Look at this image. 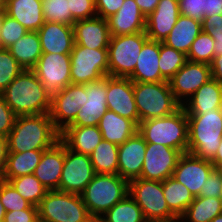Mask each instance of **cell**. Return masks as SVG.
<instances>
[{
	"label": "cell",
	"instance_id": "obj_42",
	"mask_svg": "<svg viewBox=\"0 0 222 222\" xmlns=\"http://www.w3.org/2000/svg\"><path fill=\"white\" fill-rule=\"evenodd\" d=\"M8 49L0 48V93L23 71Z\"/></svg>",
	"mask_w": 222,
	"mask_h": 222
},
{
	"label": "cell",
	"instance_id": "obj_36",
	"mask_svg": "<svg viewBox=\"0 0 222 222\" xmlns=\"http://www.w3.org/2000/svg\"><path fill=\"white\" fill-rule=\"evenodd\" d=\"M105 222H145L141 208L128 194L123 200L116 203L104 215Z\"/></svg>",
	"mask_w": 222,
	"mask_h": 222
},
{
	"label": "cell",
	"instance_id": "obj_63",
	"mask_svg": "<svg viewBox=\"0 0 222 222\" xmlns=\"http://www.w3.org/2000/svg\"><path fill=\"white\" fill-rule=\"evenodd\" d=\"M176 222H184V221L179 218Z\"/></svg>",
	"mask_w": 222,
	"mask_h": 222
},
{
	"label": "cell",
	"instance_id": "obj_38",
	"mask_svg": "<svg viewBox=\"0 0 222 222\" xmlns=\"http://www.w3.org/2000/svg\"><path fill=\"white\" fill-rule=\"evenodd\" d=\"M159 69L161 76L169 81L188 61L187 55L160 42Z\"/></svg>",
	"mask_w": 222,
	"mask_h": 222
},
{
	"label": "cell",
	"instance_id": "obj_18",
	"mask_svg": "<svg viewBox=\"0 0 222 222\" xmlns=\"http://www.w3.org/2000/svg\"><path fill=\"white\" fill-rule=\"evenodd\" d=\"M147 142L137 131L118 146V175L130 182L140 178Z\"/></svg>",
	"mask_w": 222,
	"mask_h": 222
},
{
	"label": "cell",
	"instance_id": "obj_34",
	"mask_svg": "<svg viewBox=\"0 0 222 222\" xmlns=\"http://www.w3.org/2000/svg\"><path fill=\"white\" fill-rule=\"evenodd\" d=\"M163 194L169 209L178 218L186 212L195 198L189 189L174 177H169L163 181Z\"/></svg>",
	"mask_w": 222,
	"mask_h": 222
},
{
	"label": "cell",
	"instance_id": "obj_11",
	"mask_svg": "<svg viewBox=\"0 0 222 222\" xmlns=\"http://www.w3.org/2000/svg\"><path fill=\"white\" fill-rule=\"evenodd\" d=\"M85 84H70L52 94L50 117L54 127L62 132L76 118L85 103Z\"/></svg>",
	"mask_w": 222,
	"mask_h": 222
},
{
	"label": "cell",
	"instance_id": "obj_26",
	"mask_svg": "<svg viewBox=\"0 0 222 222\" xmlns=\"http://www.w3.org/2000/svg\"><path fill=\"white\" fill-rule=\"evenodd\" d=\"M60 140L73 152L90 155L103 140L98 126H67Z\"/></svg>",
	"mask_w": 222,
	"mask_h": 222
},
{
	"label": "cell",
	"instance_id": "obj_14",
	"mask_svg": "<svg viewBox=\"0 0 222 222\" xmlns=\"http://www.w3.org/2000/svg\"><path fill=\"white\" fill-rule=\"evenodd\" d=\"M210 79H212V74L209 64L187 61L169 80V84L174 98L182 106Z\"/></svg>",
	"mask_w": 222,
	"mask_h": 222
},
{
	"label": "cell",
	"instance_id": "obj_39",
	"mask_svg": "<svg viewBox=\"0 0 222 222\" xmlns=\"http://www.w3.org/2000/svg\"><path fill=\"white\" fill-rule=\"evenodd\" d=\"M214 58V40L207 32H201L193 41L187 60L210 64Z\"/></svg>",
	"mask_w": 222,
	"mask_h": 222
},
{
	"label": "cell",
	"instance_id": "obj_37",
	"mask_svg": "<svg viewBox=\"0 0 222 222\" xmlns=\"http://www.w3.org/2000/svg\"><path fill=\"white\" fill-rule=\"evenodd\" d=\"M2 180L8 181L24 199L34 206H38L49 191L34 174Z\"/></svg>",
	"mask_w": 222,
	"mask_h": 222
},
{
	"label": "cell",
	"instance_id": "obj_28",
	"mask_svg": "<svg viewBox=\"0 0 222 222\" xmlns=\"http://www.w3.org/2000/svg\"><path fill=\"white\" fill-rule=\"evenodd\" d=\"M99 130L103 140L121 145L138 131V126L127 118L107 110L100 118Z\"/></svg>",
	"mask_w": 222,
	"mask_h": 222
},
{
	"label": "cell",
	"instance_id": "obj_55",
	"mask_svg": "<svg viewBox=\"0 0 222 222\" xmlns=\"http://www.w3.org/2000/svg\"><path fill=\"white\" fill-rule=\"evenodd\" d=\"M8 155L7 138L0 135V178L5 170Z\"/></svg>",
	"mask_w": 222,
	"mask_h": 222
},
{
	"label": "cell",
	"instance_id": "obj_27",
	"mask_svg": "<svg viewBox=\"0 0 222 222\" xmlns=\"http://www.w3.org/2000/svg\"><path fill=\"white\" fill-rule=\"evenodd\" d=\"M222 140V129L188 126L187 152L211 160L217 153Z\"/></svg>",
	"mask_w": 222,
	"mask_h": 222
},
{
	"label": "cell",
	"instance_id": "obj_41",
	"mask_svg": "<svg viewBox=\"0 0 222 222\" xmlns=\"http://www.w3.org/2000/svg\"><path fill=\"white\" fill-rule=\"evenodd\" d=\"M28 30L22 26L17 20L3 13L0 23V46L8 49L18 39L23 37Z\"/></svg>",
	"mask_w": 222,
	"mask_h": 222
},
{
	"label": "cell",
	"instance_id": "obj_1",
	"mask_svg": "<svg viewBox=\"0 0 222 222\" xmlns=\"http://www.w3.org/2000/svg\"><path fill=\"white\" fill-rule=\"evenodd\" d=\"M16 116L49 113L52 94L32 70H23L2 92Z\"/></svg>",
	"mask_w": 222,
	"mask_h": 222
},
{
	"label": "cell",
	"instance_id": "obj_19",
	"mask_svg": "<svg viewBox=\"0 0 222 222\" xmlns=\"http://www.w3.org/2000/svg\"><path fill=\"white\" fill-rule=\"evenodd\" d=\"M180 15L178 0H160L154 11L146 17L145 32L148 39L163 42Z\"/></svg>",
	"mask_w": 222,
	"mask_h": 222
},
{
	"label": "cell",
	"instance_id": "obj_62",
	"mask_svg": "<svg viewBox=\"0 0 222 222\" xmlns=\"http://www.w3.org/2000/svg\"><path fill=\"white\" fill-rule=\"evenodd\" d=\"M145 222H162V221H145ZM174 222H176V221H174Z\"/></svg>",
	"mask_w": 222,
	"mask_h": 222
},
{
	"label": "cell",
	"instance_id": "obj_29",
	"mask_svg": "<svg viewBox=\"0 0 222 222\" xmlns=\"http://www.w3.org/2000/svg\"><path fill=\"white\" fill-rule=\"evenodd\" d=\"M201 32L200 20L180 15L163 43L187 55L193 41Z\"/></svg>",
	"mask_w": 222,
	"mask_h": 222
},
{
	"label": "cell",
	"instance_id": "obj_2",
	"mask_svg": "<svg viewBox=\"0 0 222 222\" xmlns=\"http://www.w3.org/2000/svg\"><path fill=\"white\" fill-rule=\"evenodd\" d=\"M8 152L47 150L60 140L49 113L17 116L7 135Z\"/></svg>",
	"mask_w": 222,
	"mask_h": 222
},
{
	"label": "cell",
	"instance_id": "obj_50",
	"mask_svg": "<svg viewBox=\"0 0 222 222\" xmlns=\"http://www.w3.org/2000/svg\"><path fill=\"white\" fill-rule=\"evenodd\" d=\"M4 222H39L38 208L31 205L28 209L6 212Z\"/></svg>",
	"mask_w": 222,
	"mask_h": 222
},
{
	"label": "cell",
	"instance_id": "obj_5",
	"mask_svg": "<svg viewBox=\"0 0 222 222\" xmlns=\"http://www.w3.org/2000/svg\"><path fill=\"white\" fill-rule=\"evenodd\" d=\"M133 90L139 123L171 115L181 107L174 98L169 81L133 82Z\"/></svg>",
	"mask_w": 222,
	"mask_h": 222
},
{
	"label": "cell",
	"instance_id": "obj_53",
	"mask_svg": "<svg viewBox=\"0 0 222 222\" xmlns=\"http://www.w3.org/2000/svg\"><path fill=\"white\" fill-rule=\"evenodd\" d=\"M209 65L212 79L222 83V55L214 56L212 62Z\"/></svg>",
	"mask_w": 222,
	"mask_h": 222
},
{
	"label": "cell",
	"instance_id": "obj_15",
	"mask_svg": "<svg viewBox=\"0 0 222 222\" xmlns=\"http://www.w3.org/2000/svg\"><path fill=\"white\" fill-rule=\"evenodd\" d=\"M214 170V165L210 160L186 152L179 157L172 177L185 185L196 197L200 194L206 179Z\"/></svg>",
	"mask_w": 222,
	"mask_h": 222
},
{
	"label": "cell",
	"instance_id": "obj_22",
	"mask_svg": "<svg viewBox=\"0 0 222 222\" xmlns=\"http://www.w3.org/2000/svg\"><path fill=\"white\" fill-rule=\"evenodd\" d=\"M75 44L90 49H108L110 32L106 19L98 16L73 24Z\"/></svg>",
	"mask_w": 222,
	"mask_h": 222
},
{
	"label": "cell",
	"instance_id": "obj_9",
	"mask_svg": "<svg viewBox=\"0 0 222 222\" xmlns=\"http://www.w3.org/2000/svg\"><path fill=\"white\" fill-rule=\"evenodd\" d=\"M70 61L72 84H88L108 75V49H90L74 44Z\"/></svg>",
	"mask_w": 222,
	"mask_h": 222
},
{
	"label": "cell",
	"instance_id": "obj_57",
	"mask_svg": "<svg viewBox=\"0 0 222 222\" xmlns=\"http://www.w3.org/2000/svg\"><path fill=\"white\" fill-rule=\"evenodd\" d=\"M86 222H105L102 217L91 216Z\"/></svg>",
	"mask_w": 222,
	"mask_h": 222
},
{
	"label": "cell",
	"instance_id": "obj_59",
	"mask_svg": "<svg viewBox=\"0 0 222 222\" xmlns=\"http://www.w3.org/2000/svg\"><path fill=\"white\" fill-rule=\"evenodd\" d=\"M211 222H222V213L217 215Z\"/></svg>",
	"mask_w": 222,
	"mask_h": 222
},
{
	"label": "cell",
	"instance_id": "obj_30",
	"mask_svg": "<svg viewBox=\"0 0 222 222\" xmlns=\"http://www.w3.org/2000/svg\"><path fill=\"white\" fill-rule=\"evenodd\" d=\"M182 107L185 112H209L211 109H222V83L210 79Z\"/></svg>",
	"mask_w": 222,
	"mask_h": 222
},
{
	"label": "cell",
	"instance_id": "obj_25",
	"mask_svg": "<svg viewBox=\"0 0 222 222\" xmlns=\"http://www.w3.org/2000/svg\"><path fill=\"white\" fill-rule=\"evenodd\" d=\"M3 5L4 13L28 31H38L45 23L42 0H4Z\"/></svg>",
	"mask_w": 222,
	"mask_h": 222
},
{
	"label": "cell",
	"instance_id": "obj_64",
	"mask_svg": "<svg viewBox=\"0 0 222 222\" xmlns=\"http://www.w3.org/2000/svg\"><path fill=\"white\" fill-rule=\"evenodd\" d=\"M2 14H3V13H0V23H1V17H2ZM0 48H1V46H0Z\"/></svg>",
	"mask_w": 222,
	"mask_h": 222
},
{
	"label": "cell",
	"instance_id": "obj_45",
	"mask_svg": "<svg viewBox=\"0 0 222 222\" xmlns=\"http://www.w3.org/2000/svg\"><path fill=\"white\" fill-rule=\"evenodd\" d=\"M202 31L214 40V56L222 55V14L203 17Z\"/></svg>",
	"mask_w": 222,
	"mask_h": 222
},
{
	"label": "cell",
	"instance_id": "obj_40",
	"mask_svg": "<svg viewBox=\"0 0 222 222\" xmlns=\"http://www.w3.org/2000/svg\"><path fill=\"white\" fill-rule=\"evenodd\" d=\"M42 9L46 22L73 25L67 0H42Z\"/></svg>",
	"mask_w": 222,
	"mask_h": 222
},
{
	"label": "cell",
	"instance_id": "obj_61",
	"mask_svg": "<svg viewBox=\"0 0 222 222\" xmlns=\"http://www.w3.org/2000/svg\"><path fill=\"white\" fill-rule=\"evenodd\" d=\"M217 170L220 172V174L222 176V165Z\"/></svg>",
	"mask_w": 222,
	"mask_h": 222
},
{
	"label": "cell",
	"instance_id": "obj_58",
	"mask_svg": "<svg viewBox=\"0 0 222 222\" xmlns=\"http://www.w3.org/2000/svg\"><path fill=\"white\" fill-rule=\"evenodd\" d=\"M5 213H6V211L4 209V206L0 201V222H4Z\"/></svg>",
	"mask_w": 222,
	"mask_h": 222
},
{
	"label": "cell",
	"instance_id": "obj_54",
	"mask_svg": "<svg viewBox=\"0 0 222 222\" xmlns=\"http://www.w3.org/2000/svg\"><path fill=\"white\" fill-rule=\"evenodd\" d=\"M159 1L160 0H135L145 17H148L154 11Z\"/></svg>",
	"mask_w": 222,
	"mask_h": 222
},
{
	"label": "cell",
	"instance_id": "obj_12",
	"mask_svg": "<svg viewBox=\"0 0 222 222\" xmlns=\"http://www.w3.org/2000/svg\"><path fill=\"white\" fill-rule=\"evenodd\" d=\"M70 54L42 53L32 71L51 93L71 84Z\"/></svg>",
	"mask_w": 222,
	"mask_h": 222
},
{
	"label": "cell",
	"instance_id": "obj_48",
	"mask_svg": "<svg viewBox=\"0 0 222 222\" xmlns=\"http://www.w3.org/2000/svg\"><path fill=\"white\" fill-rule=\"evenodd\" d=\"M222 176L220 172L215 169L206 179L204 186L198 196L200 197H221L222 193Z\"/></svg>",
	"mask_w": 222,
	"mask_h": 222
},
{
	"label": "cell",
	"instance_id": "obj_33",
	"mask_svg": "<svg viewBox=\"0 0 222 222\" xmlns=\"http://www.w3.org/2000/svg\"><path fill=\"white\" fill-rule=\"evenodd\" d=\"M222 213V197L196 196L180 217L184 222H211Z\"/></svg>",
	"mask_w": 222,
	"mask_h": 222
},
{
	"label": "cell",
	"instance_id": "obj_17",
	"mask_svg": "<svg viewBox=\"0 0 222 222\" xmlns=\"http://www.w3.org/2000/svg\"><path fill=\"white\" fill-rule=\"evenodd\" d=\"M85 90V104L79 108L75 120L69 126H98L100 118L108 110L107 76L85 84Z\"/></svg>",
	"mask_w": 222,
	"mask_h": 222
},
{
	"label": "cell",
	"instance_id": "obj_51",
	"mask_svg": "<svg viewBox=\"0 0 222 222\" xmlns=\"http://www.w3.org/2000/svg\"><path fill=\"white\" fill-rule=\"evenodd\" d=\"M125 0H95L97 16L107 19L114 15L122 6Z\"/></svg>",
	"mask_w": 222,
	"mask_h": 222
},
{
	"label": "cell",
	"instance_id": "obj_56",
	"mask_svg": "<svg viewBox=\"0 0 222 222\" xmlns=\"http://www.w3.org/2000/svg\"><path fill=\"white\" fill-rule=\"evenodd\" d=\"M215 169H218L222 165V140L218 147L216 155L210 160Z\"/></svg>",
	"mask_w": 222,
	"mask_h": 222
},
{
	"label": "cell",
	"instance_id": "obj_3",
	"mask_svg": "<svg viewBox=\"0 0 222 222\" xmlns=\"http://www.w3.org/2000/svg\"><path fill=\"white\" fill-rule=\"evenodd\" d=\"M138 132L147 143L162 144L186 153L188 149V120L181 106L173 114L142 121Z\"/></svg>",
	"mask_w": 222,
	"mask_h": 222
},
{
	"label": "cell",
	"instance_id": "obj_52",
	"mask_svg": "<svg viewBox=\"0 0 222 222\" xmlns=\"http://www.w3.org/2000/svg\"><path fill=\"white\" fill-rule=\"evenodd\" d=\"M222 14V0H205L204 17Z\"/></svg>",
	"mask_w": 222,
	"mask_h": 222
},
{
	"label": "cell",
	"instance_id": "obj_8",
	"mask_svg": "<svg viewBox=\"0 0 222 222\" xmlns=\"http://www.w3.org/2000/svg\"><path fill=\"white\" fill-rule=\"evenodd\" d=\"M148 40L146 32L111 36L108 45V75L128 78L134 72L137 58Z\"/></svg>",
	"mask_w": 222,
	"mask_h": 222
},
{
	"label": "cell",
	"instance_id": "obj_44",
	"mask_svg": "<svg viewBox=\"0 0 222 222\" xmlns=\"http://www.w3.org/2000/svg\"><path fill=\"white\" fill-rule=\"evenodd\" d=\"M188 126L222 129V109H211L209 112H186Z\"/></svg>",
	"mask_w": 222,
	"mask_h": 222
},
{
	"label": "cell",
	"instance_id": "obj_21",
	"mask_svg": "<svg viewBox=\"0 0 222 222\" xmlns=\"http://www.w3.org/2000/svg\"><path fill=\"white\" fill-rule=\"evenodd\" d=\"M110 36L145 32L146 17L135 0H125L121 8L107 18Z\"/></svg>",
	"mask_w": 222,
	"mask_h": 222
},
{
	"label": "cell",
	"instance_id": "obj_23",
	"mask_svg": "<svg viewBox=\"0 0 222 222\" xmlns=\"http://www.w3.org/2000/svg\"><path fill=\"white\" fill-rule=\"evenodd\" d=\"M37 32L43 53L70 54L73 50V25L45 21Z\"/></svg>",
	"mask_w": 222,
	"mask_h": 222
},
{
	"label": "cell",
	"instance_id": "obj_31",
	"mask_svg": "<svg viewBox=\"0 0 222 222\" xmlns=\"http://www.w3.org/2000/svg\"><path fill=\"white\" fill-rule=\"evenodd\" d=\"M8 50L24 70H32L43 53L37 31H28Z\"/></svg>",
	"mask_w": 222,
	"mask_h": 222
},
{
	"label": "cell",
	"instance_id": "obj_49",
	"mask_svg": "<svg viewBox=\"0 0 222 222\" xmlns=\"http://www.w3.org/2000/svg\"><path fill=\"white\" fill-rule=\"evenodd\" d=\"M15 113L6 104L5 99L0 93V135L7 137L11 132L15 119Z\"/></svg>",
	"mask_w": 222,
	"mask_h": 222
},
{
	"label": "cell",
	"instance_id": "obj_47",
	"mask_svg": "<svg viewBox=\"0 0 222 222\" xmlns=\"http://www.w3.org/2000/svg\"><path fill=\"white\" fill-rule=\"evenodd\" d=\"M178 5L181 15L203 20L205 0H178Z\"/></svg>",
	"mask_w": 222,
	"mask_h": 222
},
{
	"label": "cell",
	"instance_id": "obj_13",
	"mask_svg": "<svg viewBox=\"0 0 222 222\" xmlns=\"http://www.w3.org/2000/svg\"><path fill=\"white\" fill-rule=\"evenodd\" d=\"M181 154L179 150L162 144L147 143L140 178L163 182L172 177Z\"/></svg>",
	"mask_w": 222,
	"mask_h": 222
},
{
	"label": "cell",
	"instance_id": "obj_7",
	"mask_svg": "<svg viewBox=\"0 0 222 222\" xmlns=\"http://www.w3.org/2000/svg\"><path fill=\"white\" fill-rule=\"evenodd\" d=\"M129 195L141 208L146 221L174 222L179 219L167 205L161 181L134 179L129 182Z\"/></svg>",
	"mask_w": 222,
	"mask_h": 222
},
{
	"label": "cell",
	"instance_id": "obj_35",
	"mask_svg": "<svg viewBox=\"0 0 222 222\" xmlns=\"http://www.w3.org/2000/svg\"><path fill=\"white\" fill-rule=\"evenodd\" d=\"M89 156L95 173L118 174V145L102 140Z\"/></svg>",
	"mask_w": 222,
	"mask_h": 222
},
{
	"label": "cell",
	"instance_id": "obj_46",
	"mask_svg": "<svg viewBox=\"0 0 222 222\" xmlns=\"http://www.w3.org/2000/svg\"><path fill=\"white\" fill-rule=\"evenodd\" d=\"M72 15V24L78 20L91 19L97 16L95 0H67Z\"/></svg>",
	"mask_w": 222,
	"mask_h": 222
},
{
	"label": "cell",
	"instance_id": "obj_24",
	"mask_svg": "<svg viewBox=\"0 0 222 222\" xmlns=\"http://www.w3.org/2000/svg\"><path fill=\"white\" fill-rule=\"evenodd\" d=\"M160 41L148 40L137 58L134 72L128 77L133 82L166 81L159 69Z\"/></svg>",
	"mask_w": 222,
	"mask_h": 222
},
{
	"label": "cell",
	"instance_id": "obj_4",
	"mask_svg": "<svg viewBox=\"0 0 222 222\" xmlns=\"http://www.w3.org/2000/svg\"><path fill=\"white\" fill-rule=\"evenodd\" d=\"M129 194V182L118 174L95 173L81 194L90 216L104 215Z\"/></svg>",
	"mask_w": 222,
	"mask_h": 222
},
{
	"label": "cell",
	"instance_id": "obj_32",
	"mask_svg": "<svg viewBox=\"0 0 222 222\" xmlns=\"http://www.w3.org/2000/svg\"><path fill=\"white\" fill-rule=\"evenodd\" d=\"M44 150L8 152L5 170L1 179H12L34 173Z\"/></svg>",
	"mask_w": 222,
	"mask_h": 222
},
{
	"label": "cell",
	"instance_id": "obj_20",
	"mask_svg": "<svg viewBox=\"0 0 222 222\" xmlns=\"http://www.w3.org/2000/svg\"><path fill=\"white\" fill-rule=\"evenodd\" d=\"M63 164L64 143L59 140L51 148L43 151L33 174L49 191L59 190Z\"/></svg>",
	"mask_w": 222,
	"mask_h": 222
},
{
	"label": "cell",
	"instance_id": "obj_10",
	"mask_svg": "<svg viewBox=\"0 0 222 222\" xmlns=\"http://www.w3.org/2000/svg\"><path fill=\"white\" fill-rule=\"evenodd\" d=\"M94 175L90 156L73 152L64 144V164L59 190L81 195Z\"/></svg>",
	"mask_w": 222,
	"mask_h": 222
},
{
	"label": "cell",
	"instance_id": "obj_6",
	"mask_svg": "<svg viewBox=\"0 0 222 222\" xmlns=\"http://www.w3.org/2000/svg\"><path fill=\"white\" fill-rule=\"evenodd\" d=\"M39 222H86L91 216L81 195L50 190L40 201Z\"/></svg>",
	"mask_w": 222,
	"mask_h": 222
},
{
	"label": "cell",
	"instance_id": "obj_43",
	"mask_svg": "<svg viewBox=\"0 0 222 222\" xmlns=\"http://www.w3.org/2000/svg\"><path fill=\"white\" fill-rule=\"evenodd\" d=\"M0 201L6 212L28 209L32 204L24 199L17 190L0 178Z\"/></svg>",
	"mask_w": 222,
	"mask_h": 222
},
{
	"label": "cell",
	"instance_id": "obj_60",
	"mask_svg": "<svg viewBox=\"0 0 222 222\" xmlns=\"http://www.w3.org/2000/svg\"><path fill=\"white\" fill-rule=\"evenodd\" d=\"M3 6V0H0V13H4Z\"/></svg>",
	"mask_w": 222,
	"mask_h": 222
},
{
	"label": "cell",
	"instance_id": "obj_16",
	"mask_svg": "<svg viewBox=\"0 0 222 222\" xmlns=\"http://www.w3.org/2000/svg\"><path fill=\"white\" fill-rule=\"evenodd\" d=\"M106 102L108 110L132 120L137 126L139 125V114L134 99L133 81L129 78L107 75Z\"/></svg>",
	"mask_w": 222,
	"mask_h": 222
}]
</instances>
